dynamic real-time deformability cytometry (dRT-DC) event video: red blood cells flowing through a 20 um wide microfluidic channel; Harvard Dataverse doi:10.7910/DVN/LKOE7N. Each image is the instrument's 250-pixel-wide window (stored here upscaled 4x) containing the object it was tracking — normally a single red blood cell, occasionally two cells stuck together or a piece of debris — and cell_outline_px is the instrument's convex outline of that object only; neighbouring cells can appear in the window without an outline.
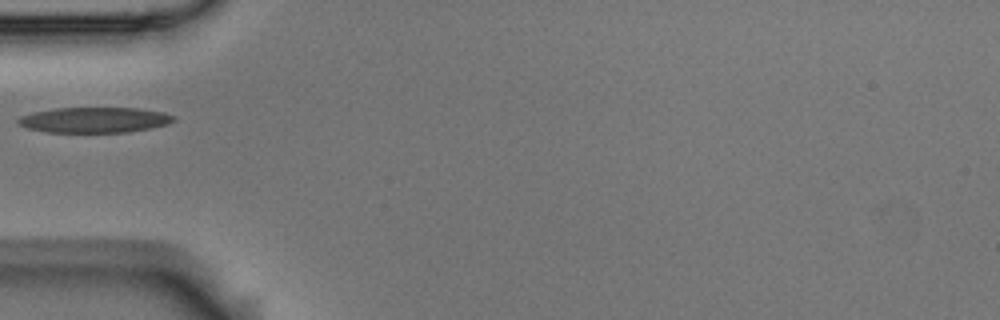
{"species": "Egyptian fruit bat (a non-hibernating species)", "species_latin": "Rousettus aegyptiacus", "temperature_condition": "room temperature", "stored_images_in_passage": 4, "camera_frame_rate_fps": 3000, "um_per_image_px": 0.085, "animal": {"sex": "male"}, "frame": {"image": 1, "passage_image": 4, "time_ms": 1.0, "image_size_px": [1000, 320], "cell_outline_px": [[176, 120], [168, 124], [128, 132], [48, 132], [28, 128], [20, 124], [16, 120], [20, 116], [32, 112], [56, 108], [140, 108], [164, 112], [176, 116]], "centroid_in_image_um": [8.06, 10.18], "position_along_channel_um": 76.9, "area_um2": 23.06}}